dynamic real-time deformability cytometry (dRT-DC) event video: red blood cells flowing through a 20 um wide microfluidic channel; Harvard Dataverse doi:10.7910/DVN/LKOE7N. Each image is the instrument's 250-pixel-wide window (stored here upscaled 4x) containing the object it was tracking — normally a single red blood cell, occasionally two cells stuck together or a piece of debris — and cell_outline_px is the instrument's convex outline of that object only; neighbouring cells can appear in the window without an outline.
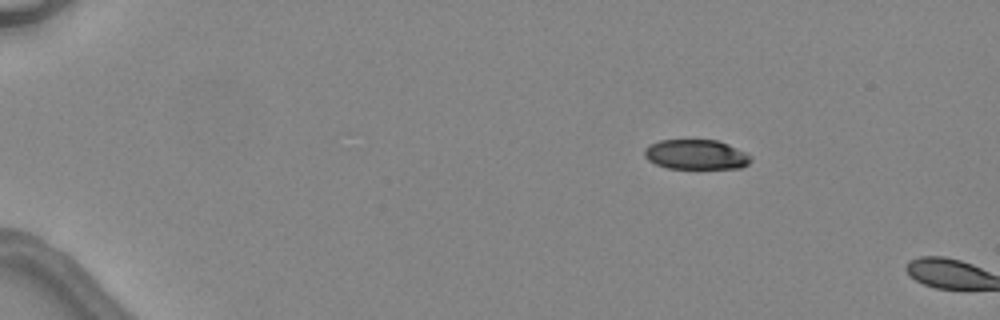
{"species": "common noctule bat (a hibernating species)", "species_latin": "Nyctalus noctula", "temperature_condition": "warm", "stored_images_in_passage": 2, "camera_frame_rate_fps": 3000, "um_per_image_px": 0.085, "animal": {"sex": "female", "body_mass_g": 24.6, "forearm_length_mm": 56.2}, "frame": {"image": 1, "passage_image": 1, "time_ms": 0.0, "image_size_px": [1000, 320], "cell_outline_px": [[752, 160], [748, 164], [740, 168], [668, 168], [656, 164], [648, 160], [644, 156], [644, 148], [648, 144], [660, 140], [716, 140], [728, 144], [752, 156]], "centroid_in_image_um": [59.14, 13.13], "position_along_channel_um": 25.9, "area_um2": 18.5}}